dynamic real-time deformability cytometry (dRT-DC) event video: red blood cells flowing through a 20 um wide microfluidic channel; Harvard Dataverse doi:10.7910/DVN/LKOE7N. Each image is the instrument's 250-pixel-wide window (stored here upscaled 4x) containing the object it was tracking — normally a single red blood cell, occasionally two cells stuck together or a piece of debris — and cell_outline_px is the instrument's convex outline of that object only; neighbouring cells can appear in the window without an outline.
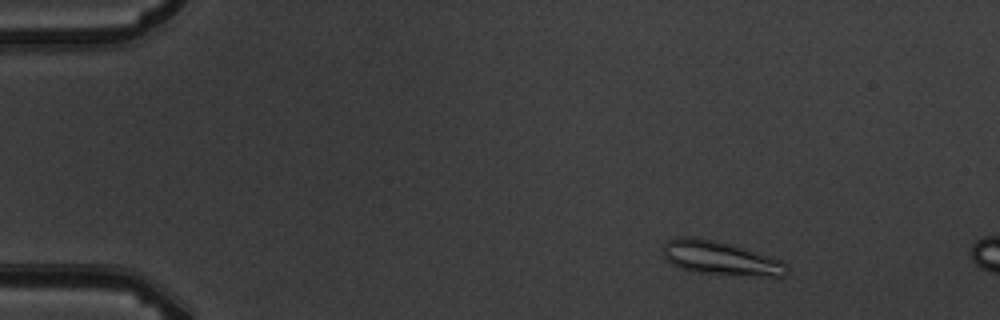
{"species": "common noctule bat (a hibernating species)", "species_latin": "Nyctalus noctula", "temperature_condition": "warm", "stored_images_in_passage": 5, "camera_frame_rate_fps": 3000, "um_per_image_px": 0.085, "animal": {"sex": "male", "body_mass_g": 19.5, "forearm_length_mm": 54.6}, "frame": {"image": 1, "passage_image": 3, "time_ms": 2.0, "image_size_px": [1000, 320], "cell_outline_px": [[788, 272], [784, 276], [772, 276], [692, 272], [680, 268], [672, 264], [664, 256], [664, 244], [668, 240], [676, 236], [696, 236], [744, 248], [780, 260], [788, 268]], "centroid_in_image_um": [61.18, 21.93], "position_along_channel_um": 23.8, "area_um2": 23.93}}